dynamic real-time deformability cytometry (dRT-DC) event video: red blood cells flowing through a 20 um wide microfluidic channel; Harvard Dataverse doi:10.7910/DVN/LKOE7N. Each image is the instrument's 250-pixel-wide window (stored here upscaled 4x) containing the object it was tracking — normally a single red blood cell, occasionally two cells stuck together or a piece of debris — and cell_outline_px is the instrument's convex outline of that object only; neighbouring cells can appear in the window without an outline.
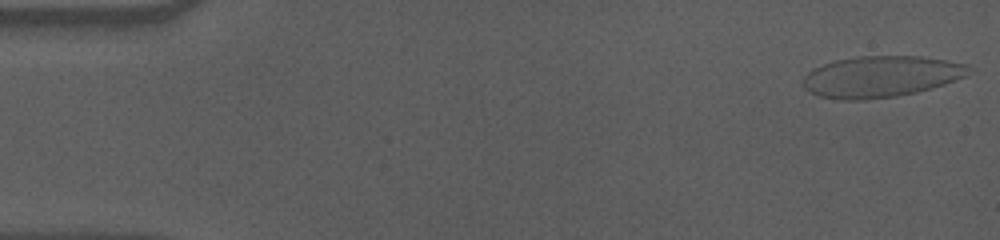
{"species": "human", "species_latin": "Homo sapiens", "temperature_condition": "cold", "stored_images_in_passage": 55, "camera_frame_rate_fps": 3000, "um_per_image_px": 0.085, "donor": {"sex": "male"}, "frame": {"image": 1, "passage_image": 1, "time_ms": 0.0, "image_size_px": [1000, 240], "cell_outline_px": [[968, 68], [964, 76], [944, 84], [916, 92], [896, 96], [864, 100], [840, 100], [820, 96], [804, 88], [804, 76], [812, 68], [836, 60], [860, 56], [920, 56], [968, 64]], "centroid_in_image_um": [74.83, 6.51], "position_along_channel_um": 10.2, "area_um2": 39.42}}
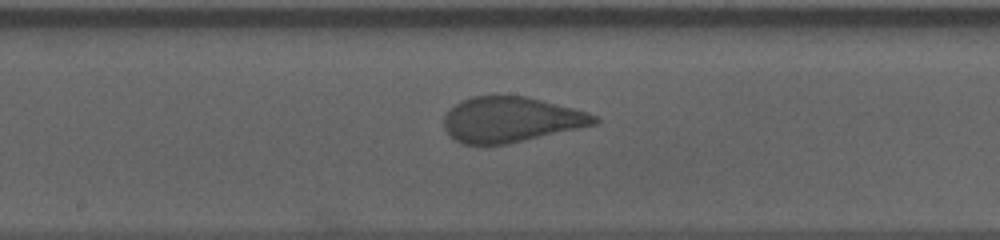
{"frame": {"image": 2, "passage_image": 29, "time_ms": 9.333, "image_size_px": [1000, 240], "cell_outline_px": [[600, 120], [596, 124], [504, 144], [484, 148], [464, 144], [448, 136], [444, 128], [444, 116], [460, 100], [472, 96], [528, 96], [588, 112], [596, 116]], "centroid_in_image_um": [43.37, 10.18], "position_along_channel_um": 204.8, "area_um2": 39.88}}
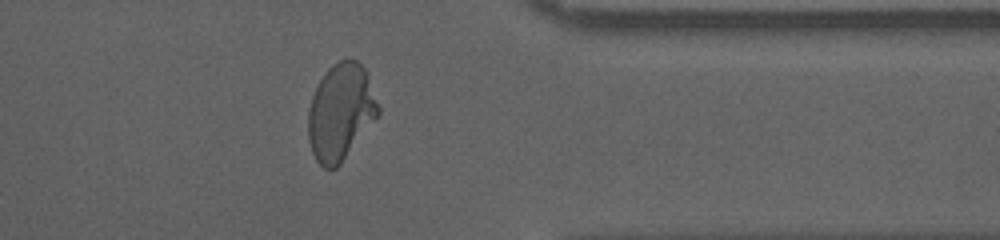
{"frame": {"image": 3, "passage_image": 45, "time_ms": 14.667, "image_size_px": [1000, 240], "cell_outline_px": [[380, 116], [340, 164], [336, 168], [324, 168], [316, 160], [312, 152], [308, 140], [308, 112], [312, 96], [320, 80], [328, 68], [332, 64], [340, 60], [356, 60], [364, 68], [380, 108]], "centroid_in_image_um": [28.96, 9.55], "position_along_channel_um": 382.4, "area_um2": 39.36}, "authors_computed_cell_mechanics": {"area_um2": 39.7086, "velocity_mm_per_s": 3.5356, "shape_relaxation_time_tau1_ms": 10.7591, "shape_relaxation_time_tau2_ms": null, "deformation_change_tau1": 0.2663, "deformation_change_tau2": null}}